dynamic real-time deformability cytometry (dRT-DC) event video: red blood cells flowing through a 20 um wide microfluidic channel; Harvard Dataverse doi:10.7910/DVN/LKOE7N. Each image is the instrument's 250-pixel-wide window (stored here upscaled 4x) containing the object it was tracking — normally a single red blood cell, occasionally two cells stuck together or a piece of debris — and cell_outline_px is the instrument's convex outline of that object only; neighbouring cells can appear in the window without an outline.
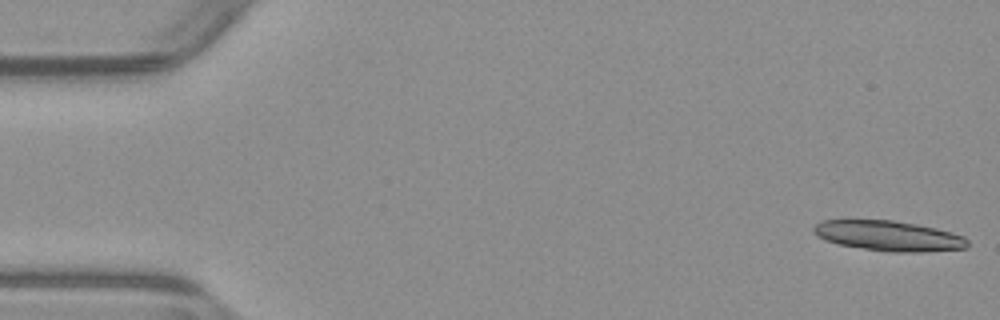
{"species": "common noctule bat (a hibernating species)", "species_latin": "Nyctalus noctula", "temperature_condition": "warm", "stored_images_in_passage": 37, "camera_frame_rate_fps": 3000, "um_per_image_px": 0.085, "animal": {"sex": "male", "body_mass_g": 23.1, "forearm_length_mm": 52.7}, "frame": {"image": 1, "passage_image": 1, "time_ms": 0.0, "image_size_px": [1000, 320], "cell_outline_px": [[968, 248], [920, 252], [888, 252], [840, 244], [824, 240], [816, 236], [812, 232], [812, 228], [820, 220], [892, 220], [916, 224], [936, 228], [952, 232], [964, 236], [968, 240]], "centroid_in_image_um": [75.53, 20.04], "position_along_channel_um": 9.5, "area_um2": 27.17}}
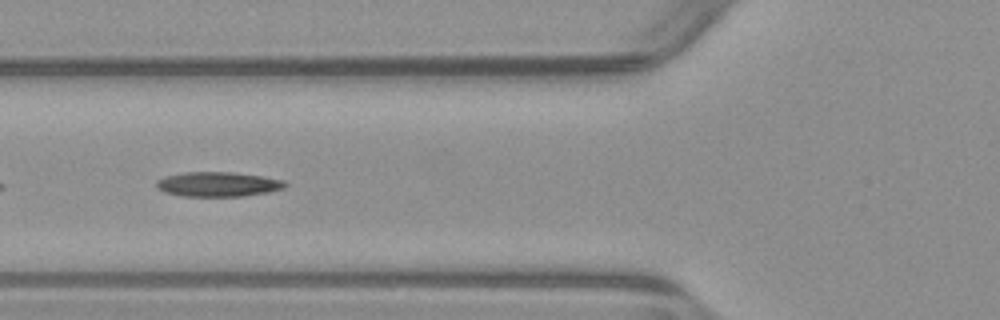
{"frame": {"image": 2, "passage_image": 20, "time_ms": 6.333, "image_size_px": [1000, 320], "cell_outline_px": [[288, 184], [284, 188], [268, 192], [244, 196], [180, 196], [164, 192], [156, 188], [156, 180], [164, 176], [184, 172], [232, 172], [264, 176], [284, 180]], "centroid_in_image_um": [18.51, 15.66], "position_along_channel_um": 107.3, "area_um2": 18.73}}
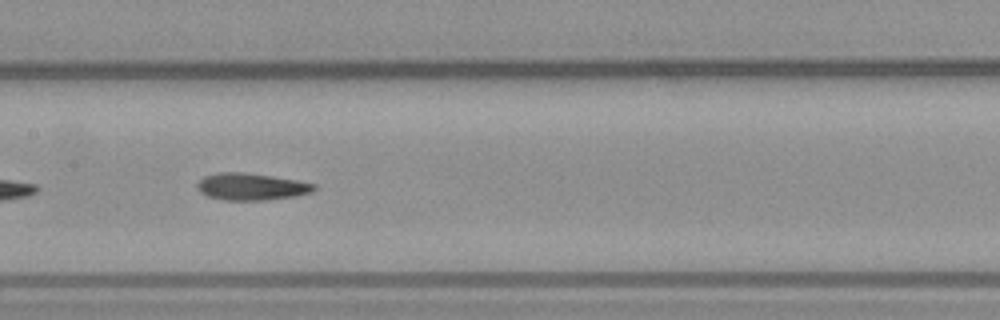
{"frame": {"image": 3, "passage_image": 26, "time_ms": 8.333, "image_size_px": [1000, 320], "cell_outline_px": [[316, 188], [312, 192], [296, 196], [264, 200], [224, 200], [208, 196], [200, 192], [196, 188], [196, 184], [204, 176], [216, 172], [244, 172], [272, 176], [296, 180], [316, 184]], "centroid_in_image_um": [21.34, 15.86], "position_along_channel_um": 186.1, "area_um2": 18.44}}